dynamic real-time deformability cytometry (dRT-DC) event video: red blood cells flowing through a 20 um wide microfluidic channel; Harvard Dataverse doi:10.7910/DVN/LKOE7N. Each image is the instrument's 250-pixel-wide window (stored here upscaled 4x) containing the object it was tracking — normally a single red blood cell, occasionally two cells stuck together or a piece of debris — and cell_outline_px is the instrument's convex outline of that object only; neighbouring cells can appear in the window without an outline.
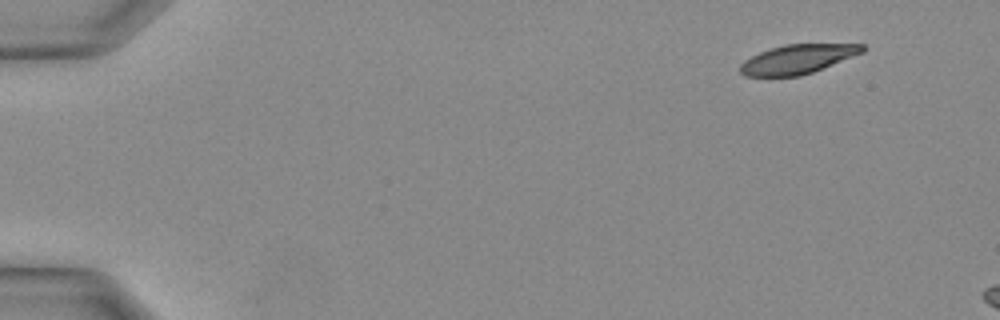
{"species": "Egyptian fruit bat (a non-hibernating species)", "species_latin": "Rousettus aegyptiacus", "temperature_condition": "warm", "stored_images_in_passage": 5, "camera_frame_rate_fps": 3000, "um_per_image_px": 0.085, "animal": {"sex": "female"}, "frame": {"image": 1, "passage_image": 1, "time_ms": 0.0, "image_size_px": [1000, 320], "cell_outline_px": [[864, 52], [812, 72], [800, 76], [744, 76], [740, 72], [740, 64], [744, 60], [760, 52], [784, 44], [864, 44]], "centroid_in_image_um": [67.78, 5.03], "position_along_channel_um": 17.2, "area_um2": 20.58}}